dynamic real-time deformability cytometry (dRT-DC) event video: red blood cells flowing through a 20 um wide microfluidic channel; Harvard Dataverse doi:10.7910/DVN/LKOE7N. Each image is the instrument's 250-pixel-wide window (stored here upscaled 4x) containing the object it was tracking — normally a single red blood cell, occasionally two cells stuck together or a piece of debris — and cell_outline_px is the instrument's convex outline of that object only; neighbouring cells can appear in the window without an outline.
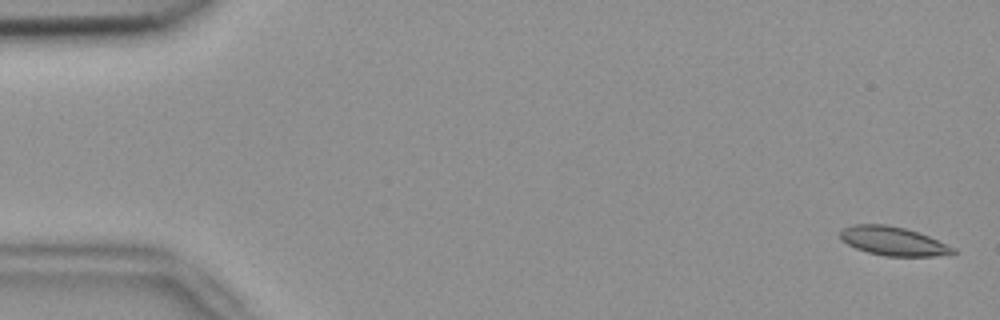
{"species": "common noctule bat (a hibernating species)", "species_latin": "Nyctalus noctula", "temperature_condition": "room temperature", "stored_images_in_passage": 54, "camera_frame_rate_fps": 3000, "um_per_image_px": 0.085, "animal": {"sex": "female", "body_mass_g": 18.4}, "frame": {"image": 1, "passage_image": 2, "time_ms": 0.333, "image_size_px": [1000, 320], "cell_outline_px": [[956, 252], [932, 256], [888, 256], [868, 252], [856, 248], [840, 240], [840, 232], [844, 228], [852, 224], [888, 224], [904, 228], [928, 236], [956, 248]], "centroid_in_image_um": [75.88, 20.48], "position_along_channel_um": 9.1, "area_um2": 18.73}}
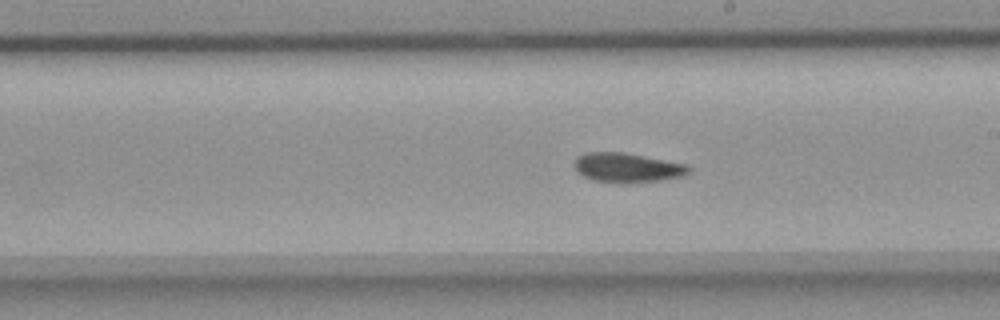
{"frame": {"image": 2, "passage_image": 31, "time_ms": 10.0, "image_size_px": [1000, 320], "cell_outline_px": [[688, 172], [684, 176], [664, 180], [628, 184], [620, 184], [592, 180], [576, 172], [572, 164], [576, 156], [584, 152], [624, 152], [688, 164]], "centroid_in_image_um": [53.26, 14.26], "position_along_channel_um": 235.7, "area_um2": 20.23}}
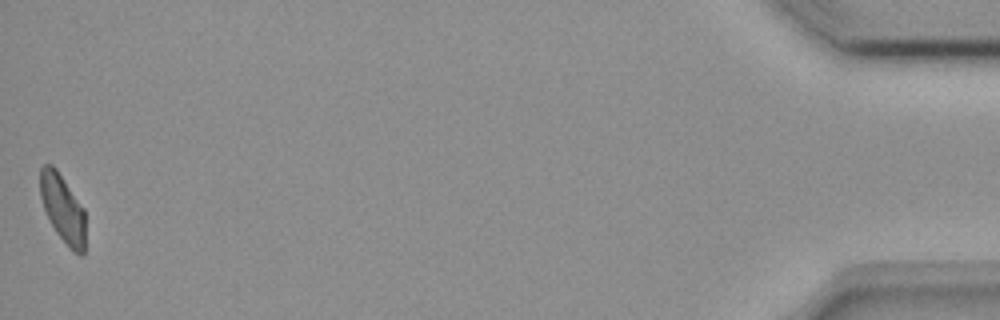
{"frame": {"image": 3, "passage_image": 54, "time_ms": 17.667, "image_size_px": [1000, 320], "cell_outline_px": [[84, 252], [80, 256], [56, 232], [44, 208], [40, 196], [40, 168], [44, 164], [52, 164], [56, 168], [84, 208]], "centroid_in_image_um": [5.32, 17.66], "position_along_channel_um": 429.9, "area_um2": 17.46}, "authors_computed_cell_mechanics": {"area_um2": 19.4208, "velocity_mm_per_s": 3.7776, "shape_relaxation_time_tau1_ms": null, "shape_relaxation_time_tau2_ms": 8.0142, "deformation_change_tau1": null, "deformation_change_tau2": 0.1236}}